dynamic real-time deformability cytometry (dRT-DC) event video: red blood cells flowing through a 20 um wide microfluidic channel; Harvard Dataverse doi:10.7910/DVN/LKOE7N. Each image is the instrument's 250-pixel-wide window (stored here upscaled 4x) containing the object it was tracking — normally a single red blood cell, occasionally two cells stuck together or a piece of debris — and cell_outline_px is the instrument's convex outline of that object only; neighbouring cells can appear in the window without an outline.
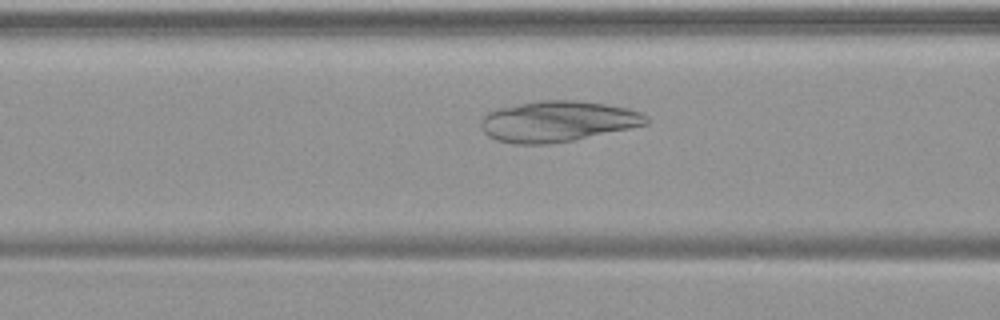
{"species": "common noctule bat (a hibernating species)", "species_latin": "Nyctalus noctula", "temperature_condition": "warm", "stored_images_in_passage": 54, "camera_frame_rate_fps": 3000, "um_per_image_px": 0.085, "animal": {"sex": "female", "body_mass_g": 19.9}, "frame": {"image": 1, "passage_image": 22, "time_ms": 7.0, "image_size_px": [1000, 320], "cell_outline_px": [[648, 124], [572, 140], [548, 144], [512, 144], [496, 140], [488, 136], [480, 128], [480, 120], [484, 112], [496, 108], [540, 100], [576, 100], [604, 104], [628, 108], [640, 112], [648, 116]], "centroid_in_image_um": [47.32, 10.31], "position_along_channel_um": 119.3, "area_um2": 39.48}}
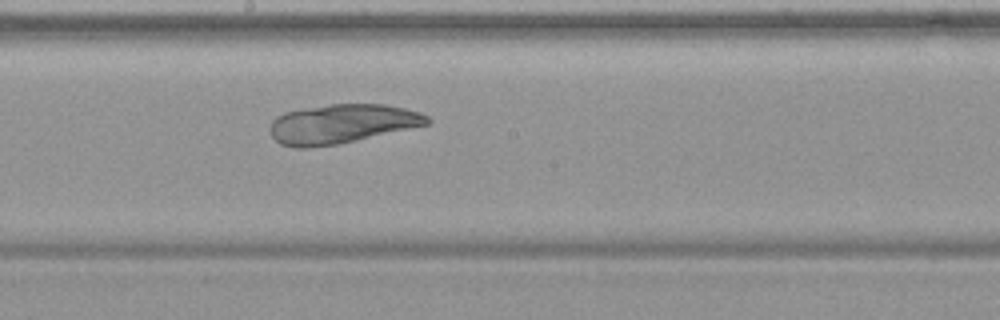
{"frame": {"image": 2, "passage_image": 30, "time_ms": 9.667, "image_size_px": [1000, 320], "cell_outline_px": [[432, 120], [428, 124], [356, 140], [336, 144], [308, 148], [296, 148], [280, 144], [272, 136], [272, 120], [276, 116], [284, 112], [328, 104], [384, 104], [404, 108], [420, 112], [428, 116]], "centroid_in_image_um": [29.05, 10.52], "position_along_channel_um": 219.1, "area_um2": 35.6}}
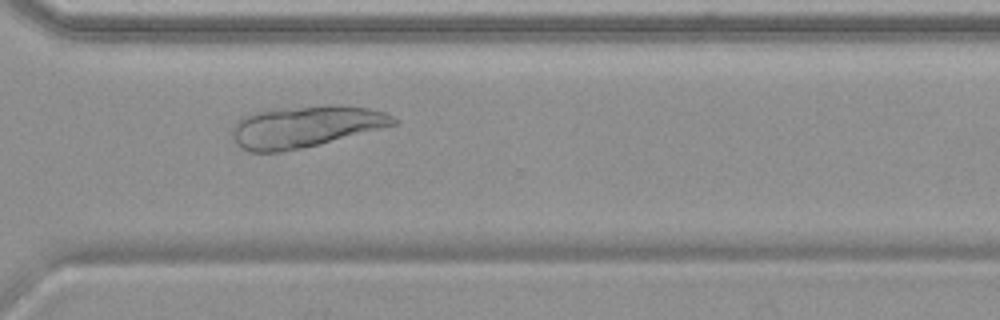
{"frame": {"image": 3, "passage_image": 40, "time_ms": 13.0, "image_size_px": [1000, 320], "cell_outline_px": [[396, 124], [300, 148], [280, 152], [248, 152], [240, 148], [236, 144], [232, 136], [232, 128], [244, 116], [260, 112], [328, 104], [336, 104], [368, 108], [384, 112], [392, 116], [396, 120]], "centroid_in_image_um": [25.93, 10.77], "position_along_channel_um": 344.7, "area_um2": 38.03}}